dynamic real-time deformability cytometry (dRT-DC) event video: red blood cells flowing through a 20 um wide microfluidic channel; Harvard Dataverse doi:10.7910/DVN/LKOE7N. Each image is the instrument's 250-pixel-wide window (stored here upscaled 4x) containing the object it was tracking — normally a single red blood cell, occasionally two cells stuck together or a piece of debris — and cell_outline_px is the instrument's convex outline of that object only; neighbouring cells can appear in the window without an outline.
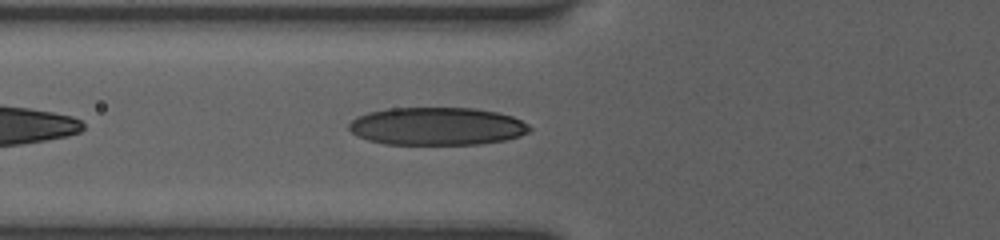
{"species": "human", "species_latin": "Homo sapiens", "temperature_condition": "room temperature", "stored_images_in_passage": 21, "camera_frame_rate_fps": 3000, "um_per_image_px": 0.085, "donor": {"sex": "female"}, "frame": {"image": 1, "passage_image": 15, "time_ms": 6.667, "image_size_px": [1000, 240], "cell_outline_px": [[532, 128], [528, 132], [520, 136], [504, 140], [480, 144], [384, 144], [368, 140], [356, 136], [348, 128], [348, 124], [356, 116], [368, 112], [388, 108], [476, 108], [496, 112], [512, 116], [528, 124]], "centroid_in_image_um": [37.11, 10.73], "position_along_channel_um": 88.7, "area_um2": 40.0}}
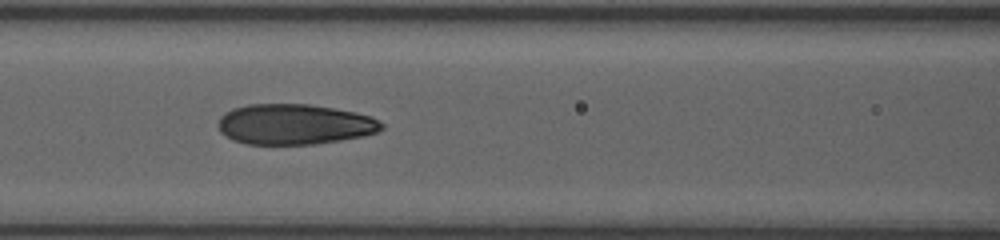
{"frame": {"image": 2, "passage_image": 18, "time_ms": 8.0, "image_size_px": [1000, 240], "cell_outline_px": [[384, 128], [376, 132], [364, 136], [340, 140], [312, 144], [244, 144], [232, 140], [220, 132], [216, 124], [220, 116], [232, 108], [248, 104], [308, 104], [356, 112], [372, 116], [384, 124]], "centroid_in_image_um": [25.0, 10.56], "position_along_channel_um": 141.6, "area_um2": 38.78}}
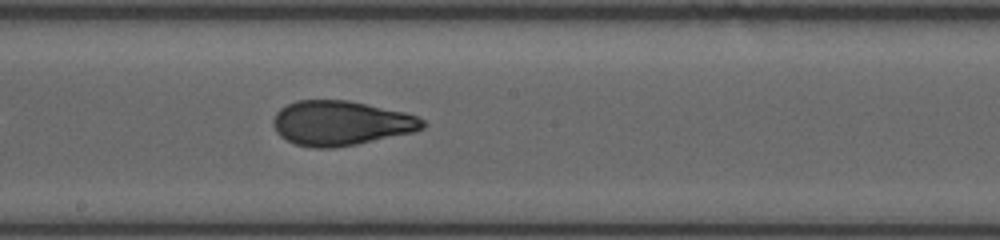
{"frame": {"image": 3, "passage_image": 21, "time_ms": 10.0, "image_size_px": [1000, 240], "cell_outline_px": [[428, 124], [424, 128], [412, 132], [356, 144], [332, 148], [312, 148], [296, 144], [280, 136], [276, 132], [272, 124], [272, 120], [276, 112], [280, 108], [296, 100], [348, 100], [404, 112], [416, 116], [424, 120]], "centroid_in_image_um": [28.95, 10.46], "position_along_channel_um": 219.3, "area_um2": 38.84}}